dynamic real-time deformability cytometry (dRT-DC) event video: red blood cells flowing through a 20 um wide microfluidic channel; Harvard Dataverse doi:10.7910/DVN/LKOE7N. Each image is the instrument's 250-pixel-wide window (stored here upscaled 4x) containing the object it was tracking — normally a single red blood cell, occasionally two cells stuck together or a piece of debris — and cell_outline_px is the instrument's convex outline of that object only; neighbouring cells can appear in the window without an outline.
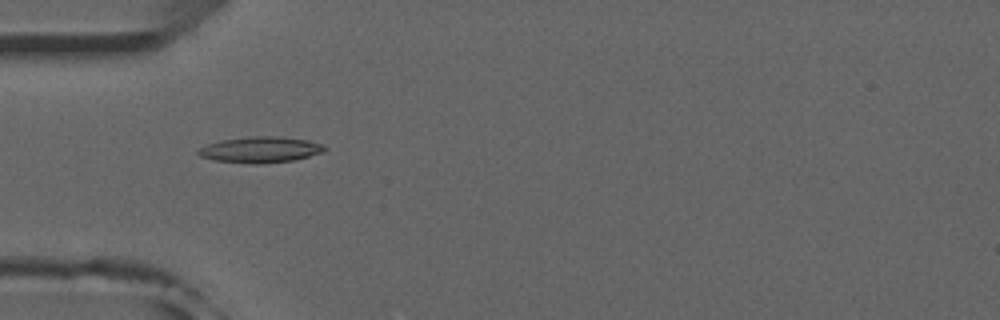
{"species": "common noctule bat (a hibernating species)", "species_latin": "Nyctalus noctula", "temperature_condition": "room temperature", "stored_images_in_passage": 53, "camera_frame_rate_fps": 3000, "um_per_image_px": 0.085, "animal": {"sex": "male", "forearm_length_mm": 52.5}, "frame": {"image": 1, "passage_image": 17, "time_ms": 5.333, "image_size_px": [1000, 320], "cell_outline_px": [[328, 148], [324, 152], [292, 160], [256, 164], [252, 164], [212, 160], [200, 156], [196, 152], [200, 148], [208, 144], [220, 140], [248, 136], [276, 136], [308, 140], [324, 144]], "centroid_in_image_um": [22.13, 12.71], "position_along_channel_um": 62.9, "area_um2": 19.19}}
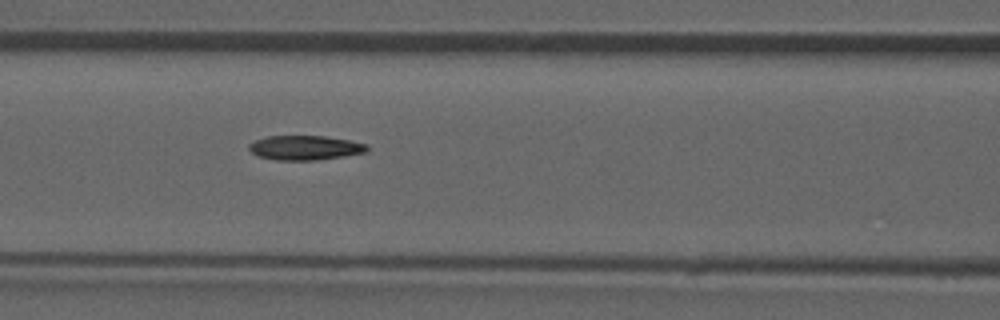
{"frame": {"image": 2, "passage_image": 23, "time_ms": 7.333, "image_size_px": [1000, 320], "cell_outline_px": [[368, 152], [344, 156], [316, 160], [276, 160], [256, 156], [248, 148], [248, 144], [256, 140], [268, 136], [324, 136], [348, 140], [368, 144]], "centroid_in_image_um": [25.93, 12.56], "position_along_channel_um": 140.7, "area_um2": 16.88}}
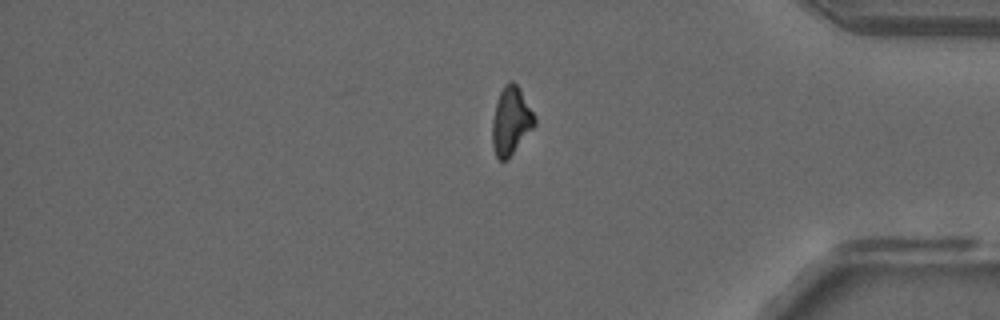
{"frame": {"image": 3, "passage_image": 44, "time_ms": 14.333, "image_size_px": [1000, 320], "cell_outline_px": [[536, 124], [508, 160], [500, 160], [496, 156], [492, 144], [492, 120], [496, 100], [504, 84], [508, 80], [512, 80], [520, 88], [536, 120]], "centroid_in_image_um": [43.41, 10.27], "position_along_channel_um": 391.8, "area_um2": 16.82}, "authors_computed_cell_mechanics": {"area_um2": 17.34, "velocity_mm_per_s": 3.9425, "shape_relaxation_time_tau1_ms": null, "shape_relaxation_time_tau2_ms": 6.921, "deformation_change_tau1": null, "deformation_change_tau2": 0.1739}}